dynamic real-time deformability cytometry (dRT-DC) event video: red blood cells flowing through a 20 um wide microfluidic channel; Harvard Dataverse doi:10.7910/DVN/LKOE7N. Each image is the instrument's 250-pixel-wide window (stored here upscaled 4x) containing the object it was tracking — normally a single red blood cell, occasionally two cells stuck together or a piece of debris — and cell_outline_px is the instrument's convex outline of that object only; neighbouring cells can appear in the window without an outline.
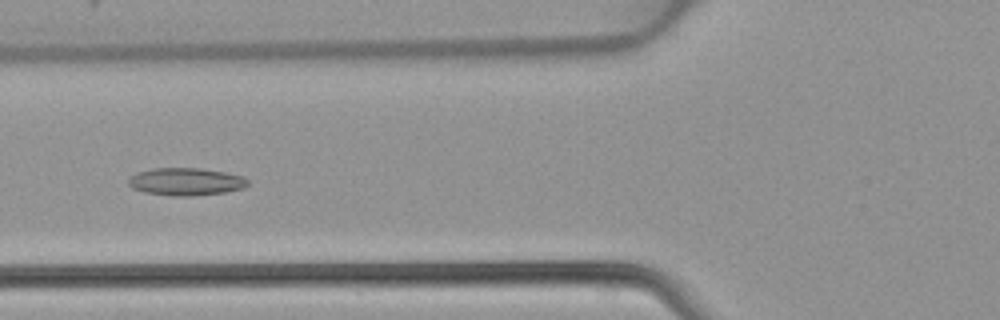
{"species": "common noctule bat (a hibernating species)", "species_latin": "Nyctalus noctula", "temperature_condition": "warm", "stored_images_in_passage": 33, "camera_frame_rate_fps": 3000, "um_per_image_px": 0.085, "animal": {"sex": "female", "body_mass_g": 22.7, "forearm_length_mm": 54.2}, "frame": {"image": 1, "passage_image": 9, "time_ms": 2.667, "image_size_px": [1000, 320], "cell_outline_px": [[248, 184], [244, 188], [224, 192], [192, 196], [172, 196], [144, 192], [132, 188], [128, 184], [128, 176], [136, 172], [152, 168], [200, 168], [224, 172], [244, 176], [248, 180]], "centroid_in_image_um": [15.76, 15.43], "position_along_channel_um": 110.0, "area_um2": 19.36}}
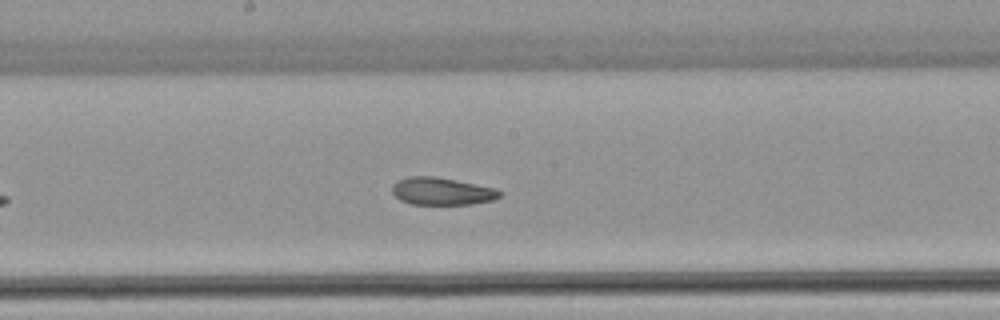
{"frame": {"image": 2, "passage_image": 16, "time_ms": 5.0, "image_size_px": [1000, 320], "cell_outline_px": [[500, 196], [492, 200], [472, 204], [412, 204], [400, 200], [392, 192], [392, 184], [396, 180], [408, 176], [436, 176], [496, 188], [500, 192]], "centroid_in_image_um": [37.51, 16.24], "position_along_channel_um": 210.7, "area_um2": 17.22}}
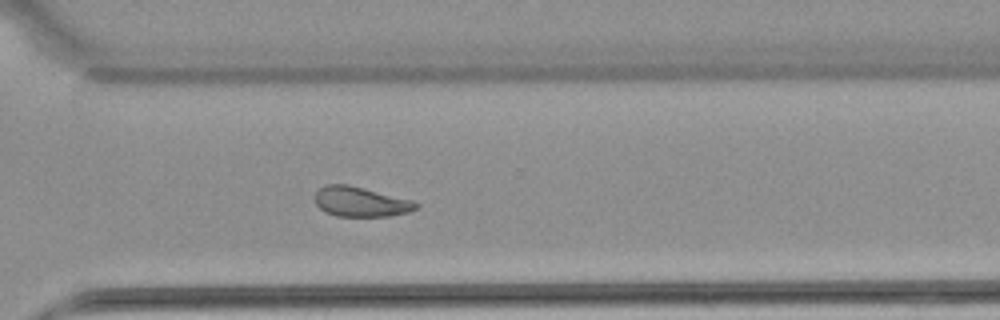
{"frame": {"image": 3, "passage_image": 25, "time_ms": 8.0, "image_size_px": [1000, 320], "cell_outline_px": [[420, 204], [416, 208], [408, 212], [388, 216], [336, 216], [324, 212], [316, 204], [312, 196], [324, 184], [348, 184], [412, 200]], "centroid_in_image_um": [30.6, 17.14], "position_along_channel_um": 340.0, "area_um2": 17.69}}